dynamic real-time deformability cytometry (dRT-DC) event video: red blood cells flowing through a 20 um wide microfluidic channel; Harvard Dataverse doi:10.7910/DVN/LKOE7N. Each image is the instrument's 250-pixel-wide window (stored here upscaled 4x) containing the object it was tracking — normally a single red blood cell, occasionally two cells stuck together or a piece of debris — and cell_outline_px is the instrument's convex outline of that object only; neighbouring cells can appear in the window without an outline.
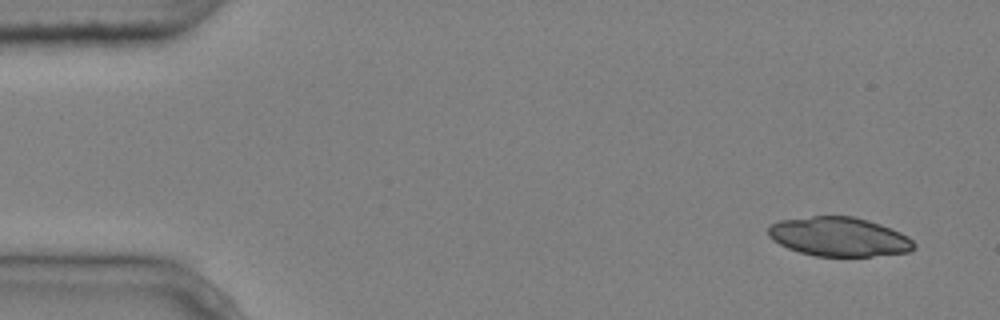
{"species": "common noctule bat (a hibernating species)", "species_latin": "Nyctalus noctula", "temperature_condition": "cold", "stored_images_in_passage": 4, "camera_frame_rate_fps": 3000, "um_per_image_px": 0.085, "animal": {"sex": "male", "body_mass_g": 20.4}, "frame": {"image": 1, "passage_image": 1, "time_ms": 0.0, "image_size_px": [1000, 320], "cell_outline_px": [[916, 248], [908, 252], [872, 256], [816, 256], [800, 252], [788, 248], [772, 240], [768, 236], [768, 228], [772, 224], [780, 220], [812, 216], [852, 216], [868, 220], [880, 224], [900, 232], [908, 236], [916, 244]], "centroid_in_image_um": [71.33, 20.12], "position_along_channel_um": 13.7, "area_um2": 33.23}}